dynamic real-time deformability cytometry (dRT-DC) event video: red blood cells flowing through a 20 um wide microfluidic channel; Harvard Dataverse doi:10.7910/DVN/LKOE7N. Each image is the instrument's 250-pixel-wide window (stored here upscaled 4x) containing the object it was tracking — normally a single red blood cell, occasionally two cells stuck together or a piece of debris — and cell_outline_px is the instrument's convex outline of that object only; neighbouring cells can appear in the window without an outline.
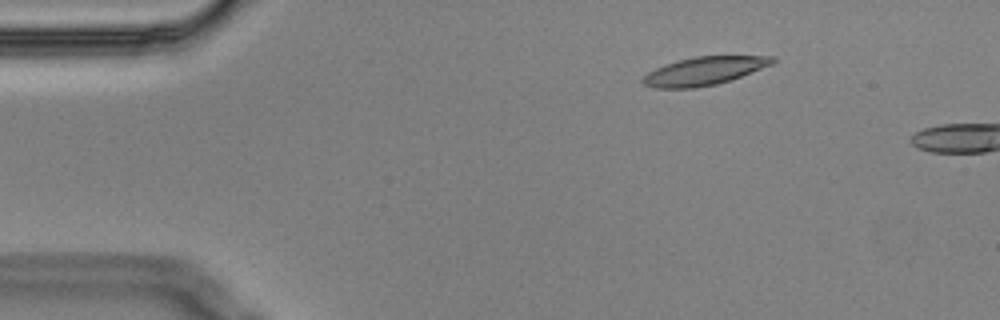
{"species": "Egyptian fruit bat (a non-hibernating species)", "species_latin": "Rousettus aegyptiacus", "temperature_condition": "cold", "stored_images_in_passage": 4, "camera_frame_rate_fps": 3000, "um_per_image_px": 0.085, "animal": {"sex": "male"}, "frame": {"image": 1, "passage_image": 3, "time_ms": 0.667, "image_size_px": [1000, 320], "cell_outline_px": [[776, 60], [772, 64], [732, 80], [716, 84], [696, 88], [656, 88], [644, 84], [640, 80], [648, 72], [664, 64], [696, 56], [776, 56]], "centroid_in_image_um": [59.86, 6.03], "position_along_channel_um": 25.1, "area_um2": 21.27}}